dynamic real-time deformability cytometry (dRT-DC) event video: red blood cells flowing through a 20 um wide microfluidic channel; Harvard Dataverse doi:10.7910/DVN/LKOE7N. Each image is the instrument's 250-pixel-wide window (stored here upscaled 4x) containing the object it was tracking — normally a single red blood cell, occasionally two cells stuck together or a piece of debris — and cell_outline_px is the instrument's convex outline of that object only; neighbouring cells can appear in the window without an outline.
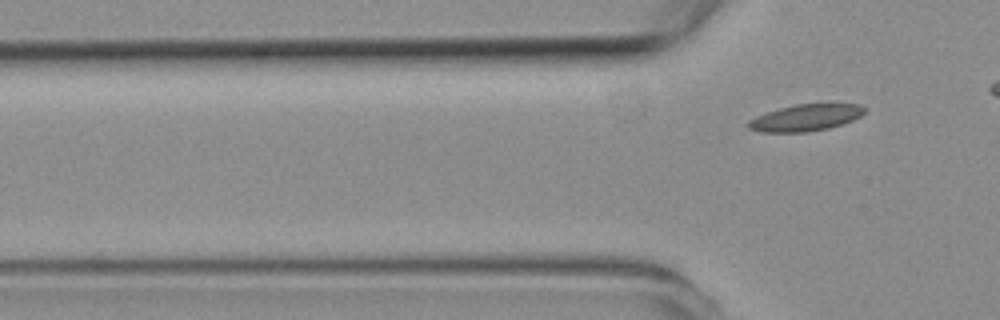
{"species": "common noctule bat (a hibernating species)", "species_latin": "Nyctalus noctula", "temperature_condition": "room temperature", "stored_images_in_passage": 8, "camera_frame_rate_fps": 3000, "um_per_image_px": 0.085, "animal": {"sex": "female", "body_mass_g": 19.3, "forearm_length_mm": 54.1}, "frame": {"image": 1, "passage_image": 8, "time_ms": 9.0, "image_size_px": [1000, 320], "cell_outline_px": [[864, 112], [860, 116], [852, 120], [828, 128], [808, 132], [760, 132], [748, 128], [748, 120], [756, 116], [780, 108], [796, 104], [832, 100], [860, 104], [864, 108]], "centroid_in_image_um": [68.54, 9.94], "position_along_channel_um": 57.3, "area_um2": 18.73}}